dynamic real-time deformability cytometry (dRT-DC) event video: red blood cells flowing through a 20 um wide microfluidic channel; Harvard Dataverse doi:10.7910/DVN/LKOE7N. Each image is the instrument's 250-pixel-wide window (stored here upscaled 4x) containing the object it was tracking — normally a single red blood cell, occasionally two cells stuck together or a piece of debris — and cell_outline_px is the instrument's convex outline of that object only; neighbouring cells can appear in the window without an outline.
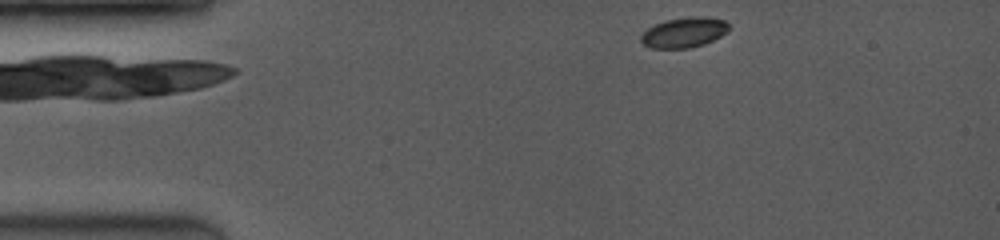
{"species": "common noctule bat (a hibernating species)", "species_latin": "Nyctalus noctula", "temperature_condition": "room temperature", "stored_images_in_passage": 3, "camera_frame_rate_fps": 3500, "um_per_image_px": 0.085, "animal": {"sex": "female", "body_mass_g": 19.0, "forearm_length_mm": 53.3}, "frame": {"image": 1, "passage_image": 1, "time_ms": 0.0, "image_size_px": [1000, 240], "cell_outline_px": [[732, 28], [728, 32], [704, 44], [688, 48], [648, 48], [640, 40], [640, 36], [648, 28], [656, 24], [668, 20], [696, 16], [700, 16], [724, 20]], "centroid_in_image_um": [58.16, 2.77], "position_along_channel_um": 26.8, "area_um2": 15.32}}